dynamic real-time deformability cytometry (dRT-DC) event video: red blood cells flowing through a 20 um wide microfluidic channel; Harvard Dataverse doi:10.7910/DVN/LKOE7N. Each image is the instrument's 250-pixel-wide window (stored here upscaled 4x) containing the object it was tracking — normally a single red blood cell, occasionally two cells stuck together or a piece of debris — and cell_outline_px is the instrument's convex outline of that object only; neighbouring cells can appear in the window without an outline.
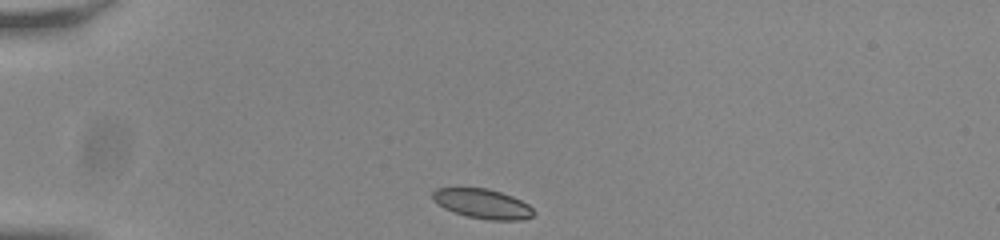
{"species": "common noctule bat (a hibernating species)", "species_latin": "Nyctalus noctula", "temperature_condition": "room temperature", "stored_images_in_passage": 35, "camera_frame_rate_fps": 3000, "um_per_image_px": 0.085, "animal": {"sex": "male", "body_mass_g": 20.0, "forearm_length_mm": 53.3}, "frame": {"image": 1, "passage_image": 1, "time_ms": 0.0, "image_size_px": [1000, 240], "cell_outline_px": [[536, 212], [532, 216], [520, 220], [488, 220], [468, 216], [444, 208], [436, 204], [432, 200], [432, 192], [436, 188], [488, 188], [512, 196], [528, 204]], "centroid_in_image_um": [41.0, 17.31], "position_along_channel_um": 44.0, "area_um2": 17.4}}
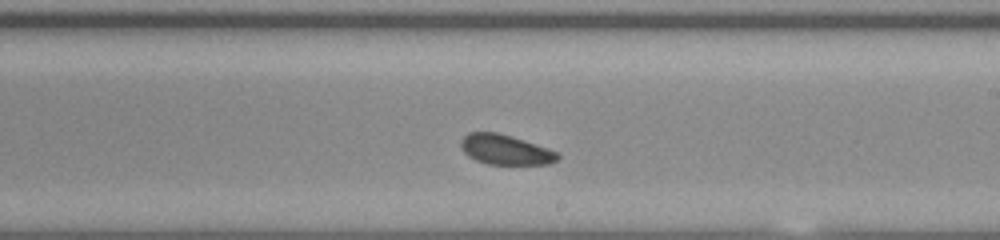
{"frame": {"image": 2, "passage_image": 20, "time_ms": 6.333, "image_size_px": [1000, 240], "cell_outline_px": [[560, 156], [556, 160], [548, 164], [488, 164], [476, 160], [468, 156], [464, 152], [460, 144], [460, 140], [468, 132], [496, 132], [560, 152]], "centroid_in_image_um": [42.94, 12.73], "position_along_channel_um": 246.1, "area_um2": 16.7}}
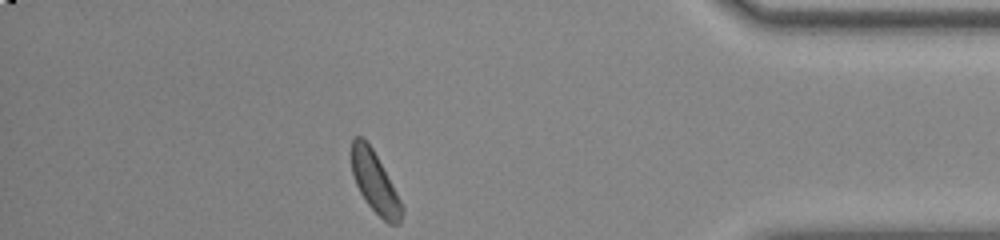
{"frame": {"image": 3, "passage_image": 35, "time_ms": 11.333, "image_size_px": [1000, 240], "cell_outline_px": [[404, 212], [400, 224], [388, 224], [368, 204], [360, 192], [356, 184], [352, 172], [352, 140], [356, 136], [360, 136], [372, 148], [396, 192], [404, 208]], "centroid_in_image_um": [31.88, 15.55], "position_along_channel_um": 403.3, "area_um2": 17.4}, "authors_computed_cell_mechanics": {"area_um2": 17.918, "velocity_mm_per_s": 3.7857, "shape_relaxation_time_tau1_ms": 0.8963, "shape_relaxation_time_tau2_ms": 5.6254, "deformation_change_tau1": 0.0466, "deformation_change_tau2": 0.1338}}